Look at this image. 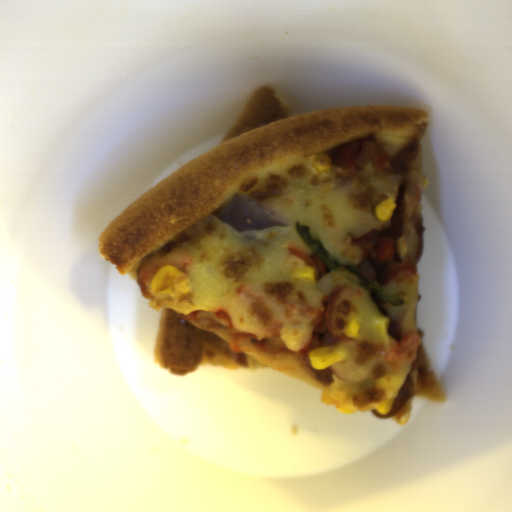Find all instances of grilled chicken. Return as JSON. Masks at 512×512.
Masks as SVG:
<instances>
[{"mask_svg": "<svg viewBox=\"0 0 512 512\" xmlns=\"http://www.w3.org/2000/svg\"><path fill=\"white\" fill-rule=\"evenodd\" d=\"M344 288L335 287L324 299L323 308L311 319V340L300 350L302 366L311 379L321 386L332 384L333 378L329 365L324 369H314L309 353L324 346H336V336L333 331L331 319Z\"/></svg>", "mask_w": 512, "mask_h": 512, "instance_id": "obj_3", "label": "grilled chicken"}, {"mask_svg": "<svg viewBox=\"0 0 512 512\" xmlns=\"http://www.w3.org/2000/svg\"><path fill=\"white\" fill-rule=\"evenodd\" d=\"M419 139H413L404 146L394 157L388 156L378 142L371 139H362L343 144L330 154L333 167L344 171H362L366 166L406 175L420 150Z\"/></svg>", "mask_w": 512, "mask_h": 512, "instance_id": "obj_2", "label": "grilled chicken"}, {"mask_svg": "<svg viewBox=\"0 0 512 512\" xmlns=\"http://www.w3.org/2000/svg\"><path fill=\"white\" fill-rule=\"evenodd\" d=\"M416 184L400 187L387 228H375L353 240L362 253L357 269L369 282L383 288L398 285L415 274L422 247L424 223Z\"/></svg>", "mask_w": 512, "mask_h": 512, "instance_id": "obj_1", "label": "grilled chicken"}, {"mask_svg": "<svg viewBox=\"0 0 512 512\" xmlns=\"http://www.w3.org/2000/svg\"><path fill=\"white\" fill-rule=\"evenodd\" d=\"M427 370L428 365L425 349L420 347L416 352L410 372L392 403L390 413L387 415H380L377 413L376 409L371 410V413L375 417L381 419L393 418L400 413L408 401L423 388L427 376Z\"/></svg>", "mask_w": 512, "mask_h": 512, "instance_id": "obj_4", "label": "grilled chicken"}]
</instances>
